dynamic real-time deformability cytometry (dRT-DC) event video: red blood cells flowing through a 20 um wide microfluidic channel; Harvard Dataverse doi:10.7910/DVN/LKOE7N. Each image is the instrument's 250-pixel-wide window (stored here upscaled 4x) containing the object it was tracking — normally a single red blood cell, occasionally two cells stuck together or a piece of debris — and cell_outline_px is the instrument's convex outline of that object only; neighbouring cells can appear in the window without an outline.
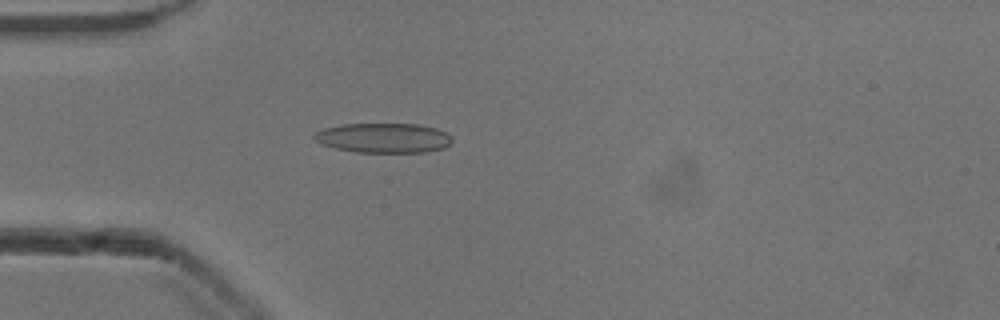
{"species": "common noctule bat (a hibernating species)", "species_latin": "Nyctalus noctula", "temperature_condition": "cold", "stored_images_in_passage": 52, "camera_frame_rate_fps": 3000, "um_per_image_px": 0.085, "animal": {"sex": "male", "body_mass_g": 13.3}, "frame": {"image": 1, "passage_image": 15, "time_ms": 4.667, "image_size_px": [1000, 320], "cell_outline_px": [[452, 140], [444, 148], [424, 152], [356, 152], [336, 148], [320, 144], [312, 136], [316, 132], [324, 128], [340, 124], [416, 124], [436, 128], [444, 132]], "centroid_in_image_um": [32.55, 11.72], "position_along_channel_um": 52.5, "area_um2": 23.7}}
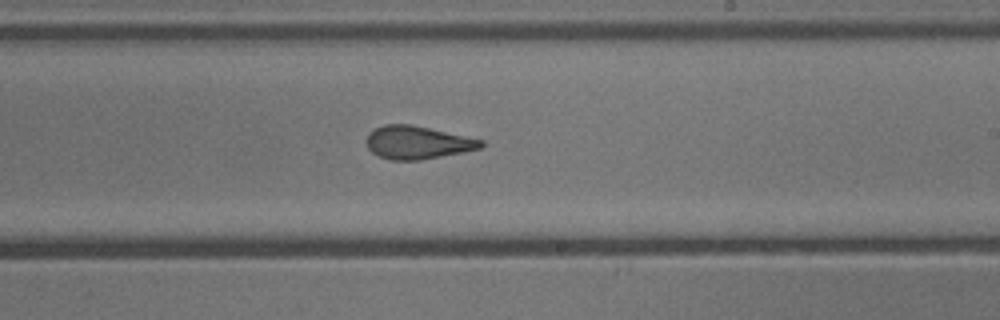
{"frame": {"image": 2, "passage_image": 31, "time_ms": 10.0, "image_size_px": [1000, 320], "cell_outline_px": [[484, 144], [480, 148], [464, 152], [420, 160], [392, 160], [380, 156], [372, 152], [368, 148], [368, 132], [384, 124], [412, 124], [484, 140]], "centroid_in_image_um": [35.5, 12.11], "position_along_channel_um": 253.5, "area_um2": 21.91}}
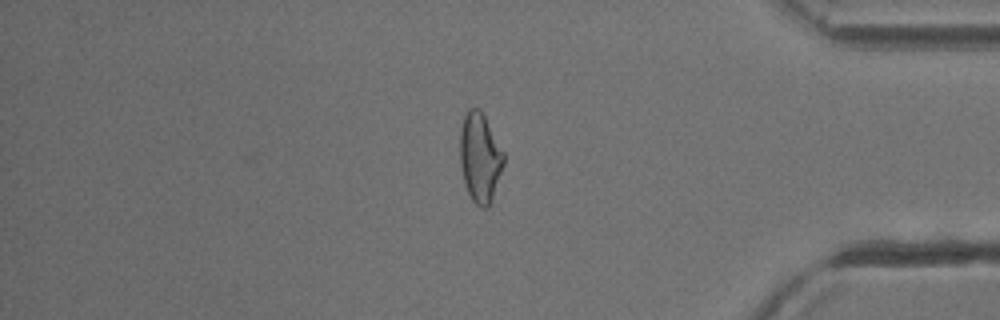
{"frame": {"image": 3, "passage_image": 44, "time_ms": 14.333, "image_size_px": [1000, 320], "cell_outline_px": [[504, 164], [492, 200], [488, 208], [480, 208], [472, 200], [464, 184], [460, 164], [460, 132], [464, 116], [468, 108], [480, 108], [504, 152]], "centroid_in_image_um": [40.79, 13.41], "position_along_channel_um": 394.4, "area_um2": 22.89}, "authors_computed_cell_mechanics": {"area_um2": 22.9466, "velocity_mm_per_s": 3.9236, "shape_relaxation_time_tau1_ms": 8.3341, "shape_relaxation_time_tau2_ms": 2.2154, "deformation_change_tau1": 0.2098, "deformation_change_tau2": 0.1003}}